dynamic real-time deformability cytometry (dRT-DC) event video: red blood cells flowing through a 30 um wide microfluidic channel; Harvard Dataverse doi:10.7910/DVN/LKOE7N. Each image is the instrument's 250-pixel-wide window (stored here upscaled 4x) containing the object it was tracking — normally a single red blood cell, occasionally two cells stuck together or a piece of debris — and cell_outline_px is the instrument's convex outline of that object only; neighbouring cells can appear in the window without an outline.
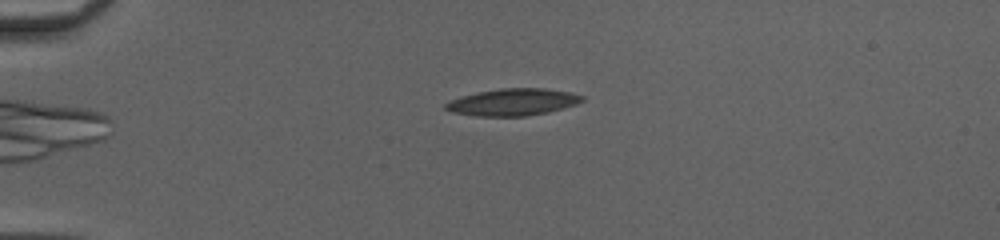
{"species": "common noctule bat (a hibernating species)", "species_latin": "Nyctalus noctula", "temperature_condition": "cold", "stored_images_in_passage": 47, "camera_frame_rate_fps": 3000, "um_per_image_px": 0.085, "animal": {"sex": "female", "body_mass_g": 20.0, "forearm_length_mm": 54.0}, "frame": {"image": 1, "passage_image": 8, "time_ms": 2.333, "image_size_px": [1000, 240], "cell_outline_px": [[584, 100], [576, 104], [564, 108], [548, 112], [524, 116], [476, 116], [452, 112], [444, 108], [444, 104], [460, 96], [476, 92], [500, 88], [544, 88], [572, 92], [584, 96]], "centroid_in_image_um": [43.6, 8.67], "position_along_channel_um": 41.4, "area_um2": 21.56}}
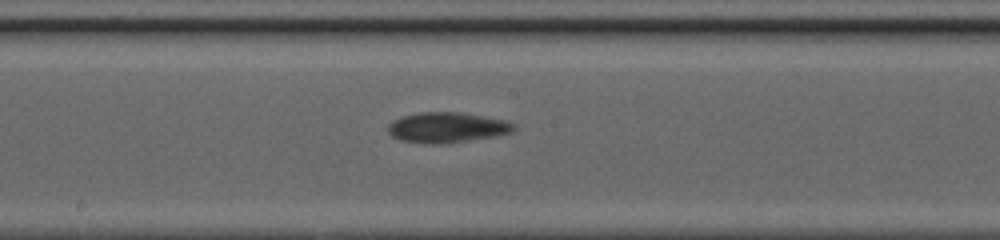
{"frame": {"image": 2, "passage_image": 24, "time_ms": 7.667, "image_size_px": [1000, 240], "cell_outline_px": [[516, 128], [512, 132], [496, 136], [448, 144], [424, 144], [400, 140], [392, 136], [388, 132], [388, 124], [392, 120], [404, 116], [420, 112], [460, 112], [504, 120], [516, 124]], "centroid_in_image_um": [37.99, 10.85], "position_along_channel_um": 210.2, "area_um2": 22.48}}
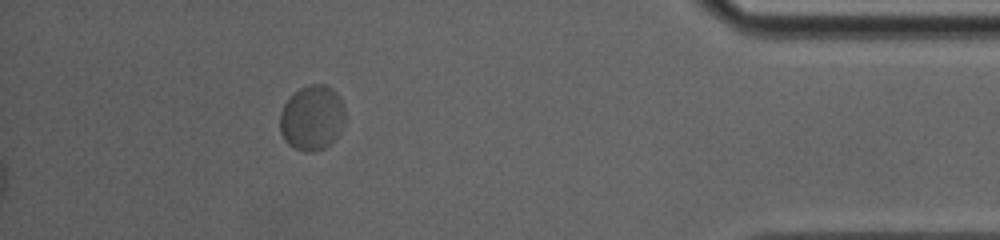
{"frame": {"image": 3, "passage_image": 42, "time_ms": 13.667, "image_size_px": [1000, 240], "cell_outline_px": [[344, 124], [340, 132], [324, 148], [312, 152], [304, 152], [288, 144], [284, 140], [280, 132], [280, 112], [284, 104], [300, 88], [308, 84], [324, 84], [332, 88], [340, 96], [344, 108]], "centroid_in_image_um": [26.52, 10.01], "position_along_channel_um": 408.7, "area_um2": 24.68}, "authors_computed_cell_mechanics": {"area_um2": 22.0796, "velocity_mm_per_s": 4.0086, "shape_relaxation_time_tau1_ms": 6.061, "shape_relaxation_time_tau2_ms": null, "deformation_change_tau1": 0.1564, "deformation_change_tau2": null}}